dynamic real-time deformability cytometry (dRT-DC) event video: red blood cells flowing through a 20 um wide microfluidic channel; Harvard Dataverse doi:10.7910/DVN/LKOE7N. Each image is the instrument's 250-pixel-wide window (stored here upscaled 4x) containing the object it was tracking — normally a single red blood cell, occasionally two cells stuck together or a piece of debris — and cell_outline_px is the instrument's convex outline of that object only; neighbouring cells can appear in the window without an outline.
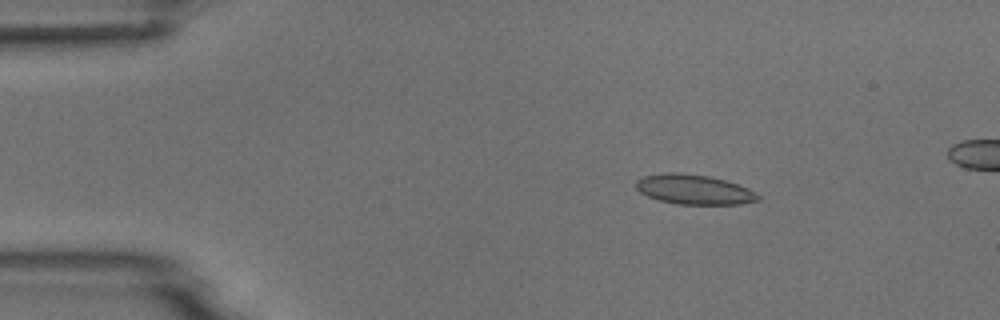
{"species": "common noctule bat (a hibernating species)", "species_latin": "Nyctalus noctula", "temperature_condition": "room temperature", "stored_images_in_passage": 5, "camera_frame_rate_fps": 3000, "um_per_image_px": 0.085, "animal": {"sex": "male", "body_mass_g": 18.8}, "frame": {"image": 1, "passage_image": 2, "time_ms": 1.333, "image_size_px": [1000, 320], "cell_outline_px": [[760, 200], [740, 204], [676, 204], [660, 200], [648, 196], [640, 192], [636, 188], [636, 180], [644, 176], [664, 172], [680, 172], [712, 176], [748, 188], [756, 192], [760, 196]], "centroid_in_image_um": [58.99, 16.09], "position_along_channel_um": 26.0, "area_um2": 21.27}}